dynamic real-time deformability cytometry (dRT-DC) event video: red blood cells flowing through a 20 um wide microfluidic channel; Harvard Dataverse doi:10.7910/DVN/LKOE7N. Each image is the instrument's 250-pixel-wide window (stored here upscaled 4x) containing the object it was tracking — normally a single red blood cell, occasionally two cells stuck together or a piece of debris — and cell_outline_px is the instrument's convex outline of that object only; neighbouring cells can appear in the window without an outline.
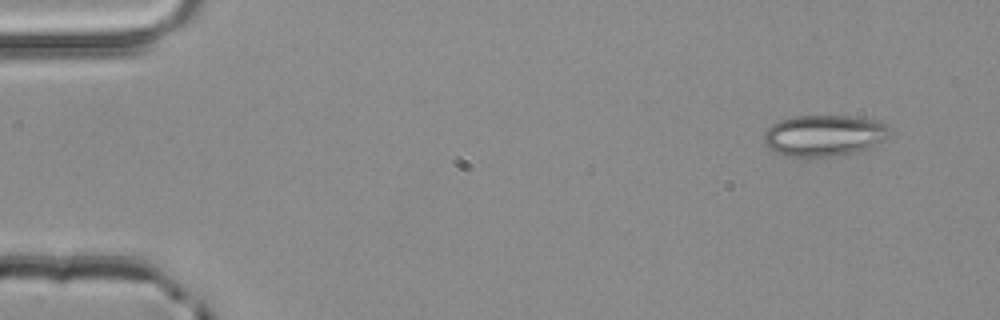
{"species": "common noctule bat (a hibernating species)", "species_latin": "Nyctalus noctula", "temperature_condition": "room temperature", "stored_images_in_passage": 3, "camera_frame_rate_fps": 3000, "um_per_image_px": 0.085, "animal": {"sex": "male", "body_mass_g": 20.4}, "frame": {"image": 1, "passage_image": 1, "time_ms": 0.0, "image_size_px": [1000, 320], "cell_outline_px": [[888, 136], [884, 140], [868, 148], [856, 152], [828, 156], [784, 156], [776, 152], [764, 144], [764, 132], [772, 124], [780, 120], [792, 116], [852, 116], [876, 120], [888, 124]], "centroid_in_image_um": [70.03, 11.5], "position_along_channel_um": 15.0, "area_um2": 30.11}}